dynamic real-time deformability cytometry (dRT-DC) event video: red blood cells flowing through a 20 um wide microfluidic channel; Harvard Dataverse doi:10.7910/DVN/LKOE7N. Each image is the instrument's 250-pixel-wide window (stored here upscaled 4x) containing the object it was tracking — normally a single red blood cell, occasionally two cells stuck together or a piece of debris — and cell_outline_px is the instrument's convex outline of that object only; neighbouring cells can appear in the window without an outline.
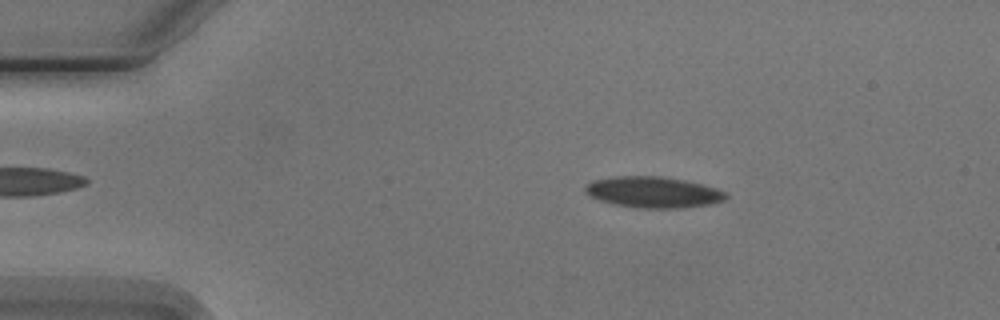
{"species": "Egyptian fruit bat (a non-hibernating species)", "species_latin": "Rousettus aegyptiacus", "temperature_condition": "cold", "stored_images_in_passage": 5, "camera_frame_rate_fps": 3000, "um_per_image_px": 0.085, "animal": {"sex": "male"}, "frame": {"image": 1, "passage_image": 2, "time_ms": 1.0, "image_size_px": [1000, 320], "cell_outline_px": [[728, 196], [724, 200], [708, 204], [684, 208], [636, 208], [616, 204], [600, 200], [588, 196], [584, 192], [584, 188], [592, 180], [616, 176], [660, 176], [684, 180], [704, 184], [716, 188], [724, 192]], "centroid_in_image_um": [55.5, 16.33], "position_along_channel_um": 29.5, "area_um2": 25.49}}
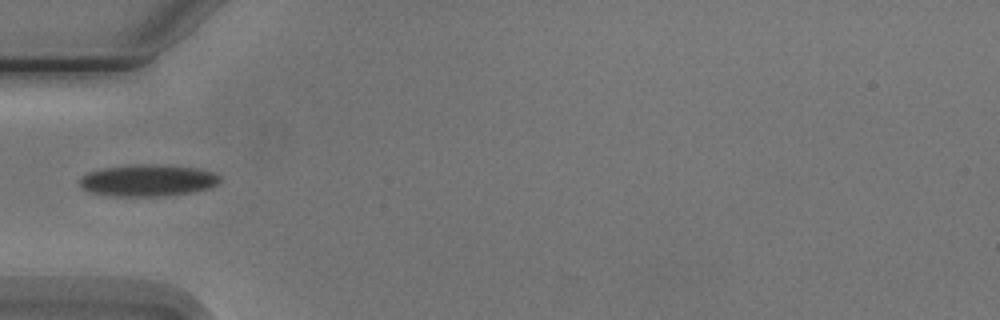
{"frame": {"image": 2, "passage_image": 4, "time_ms": 3.667, "image_size_px": [1000, 320], "cell_outline_px": [[220, 180], [216, 184], [208, 188], [192, 192], [164, 196], [112, 196], [88, 192], [80, 188], [80, 176], [88, 172], [104, 168], [136, 164], [160, 164], [200, 168], [216, 172], [220, 176]], "centroid_in_image_um": [12.56, 15.33], "position_along_channel_um": 72.4, "area_um2": 26.3}}
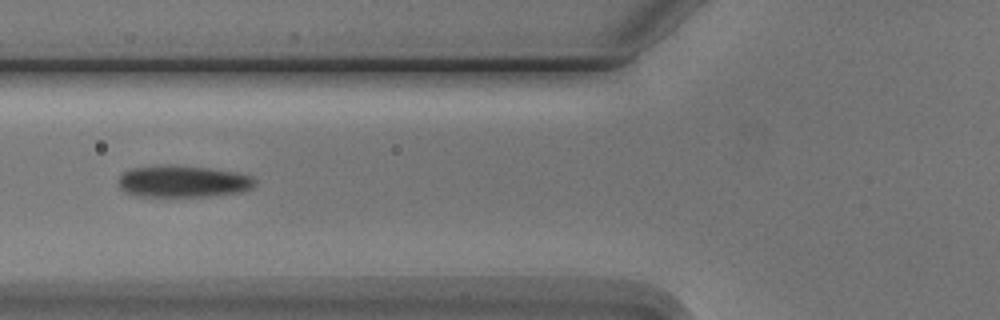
{"frame": {"image": 3, "passage_image": 5, "time_ms": 4.667, "image_size_px": [1000, 320], "cell_outline_px": [[256, 184], [252, 188], [244, 192], [212, 196], [132, 196], [124, 192], [120, 188], [120, 176], [124, 172], [132, 168], [208, 168], [236, 172], [252, 176], [256, 180]], "centroid_in_image_um": [15.64, 15.48], "position_along_channel_um": 110.2, "area_um2": 24.45}}